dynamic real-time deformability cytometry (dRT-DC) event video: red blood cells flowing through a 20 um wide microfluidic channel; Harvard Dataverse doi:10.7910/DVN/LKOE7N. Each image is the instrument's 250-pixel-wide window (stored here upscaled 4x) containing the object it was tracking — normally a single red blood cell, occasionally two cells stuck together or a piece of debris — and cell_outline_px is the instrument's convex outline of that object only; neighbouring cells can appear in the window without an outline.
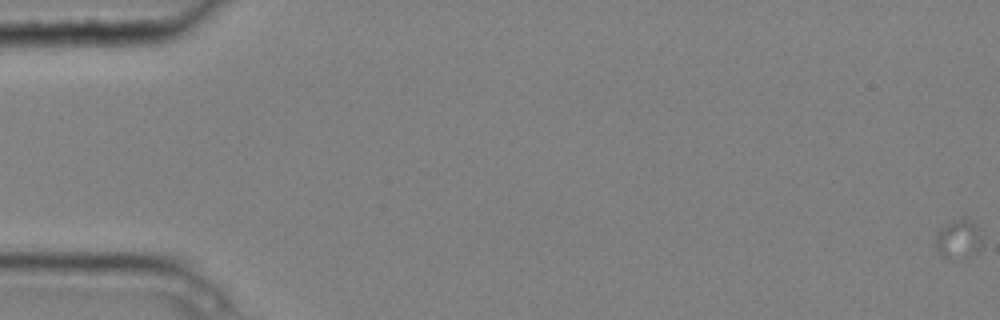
{"species": "common noctule bat (a hibernating species)", "species_latin": "Nyctalus noctula", "temperature_condition": "cold", "stored_images_in_passage": 4, "camera_frame_rate_fps": 3000, "um_per_image_px": 0.085, "animal": {"sex": "male", "body_mass_g": 20.4}, "frame": {"image": 1, "passage_image": 1, "time_ms": 0.0, "image_size_px": [1000, 320], "cell_outline_px": [[980, 244], [976, 252], [968, 256], [948, 260], [940, 256], [936, 248], [936, 232], [940, 228], [952, 220], [964, 216], [976, 224], [980, 236]], "centroid_in_image_um": [81.41, 20.31], "position_along_channel_um": 3.6, "area_um2": 10.64}}